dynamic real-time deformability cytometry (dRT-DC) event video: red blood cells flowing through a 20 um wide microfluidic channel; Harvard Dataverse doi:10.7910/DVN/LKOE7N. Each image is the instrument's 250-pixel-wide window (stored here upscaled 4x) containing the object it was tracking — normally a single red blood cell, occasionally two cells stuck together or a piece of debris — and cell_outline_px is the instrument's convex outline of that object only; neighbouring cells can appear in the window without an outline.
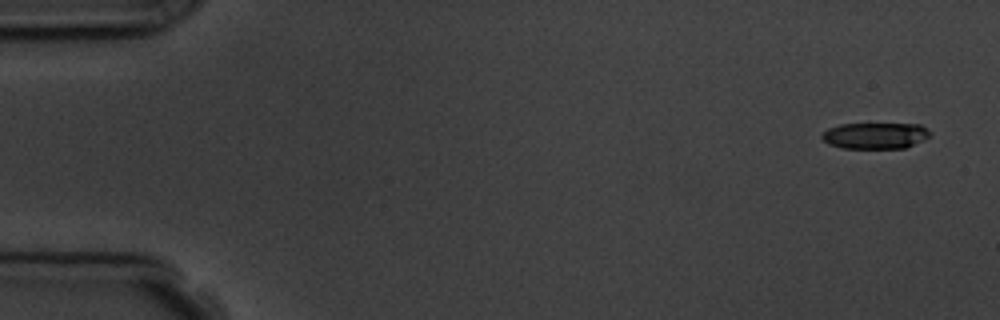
{"species": "common noctule bat (a hibernating species)", "species_latin": "Nyctalus noctula", "temperature_condition": "room temperature", "stored_images_in_passage": 5, "camera_frame_rate_fps": 3000, "um_per_image_px": 0.085, "animal": {"sex": "male", "body_mass_g": 19.5, "forearm_length_mm": 54.6}, "frame": {"image": 1, "passage_image": 1, "time_ms": 0.0, "image_size_px": [1000, 320], "cell_outline_px": [[932, 132], [928, 136], [904, 148], [840, 148], [828, 144], [820, 136], [828, 128], [840, 124], [920, 124]], "centroid_in_image_um": [74.35, 11.52], "position_along_channel_um": 10.7, "area_um2": 16.36}}
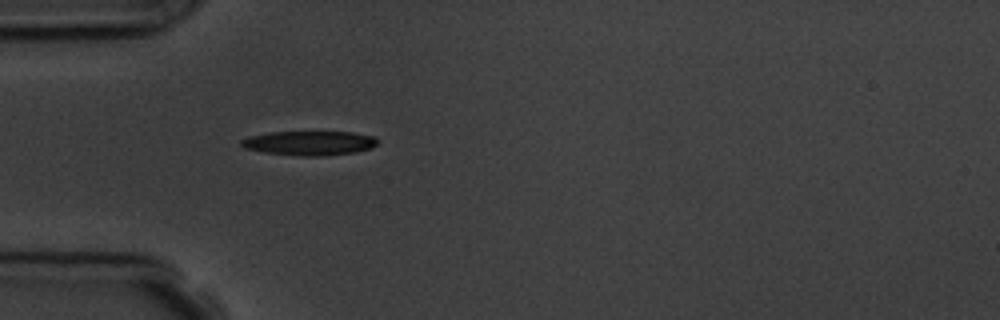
{"frame": {"image": 2, "passage_image": 5, "time_ms": 4.667, "image_size_px": [1000, 320], "cell_outline_px": [[380, 140], [372, 148], [356, 152], [324, 156], [300, 156], [264, 152], [244, 148], [240, 144], [240, 140], [248, 136], [272, 132], [352, 132], [376, 136]], "centroid_in_image_um": [26.33, 12.16], "position_along_channel_um": 58.7, "area_um2": 19.54}}